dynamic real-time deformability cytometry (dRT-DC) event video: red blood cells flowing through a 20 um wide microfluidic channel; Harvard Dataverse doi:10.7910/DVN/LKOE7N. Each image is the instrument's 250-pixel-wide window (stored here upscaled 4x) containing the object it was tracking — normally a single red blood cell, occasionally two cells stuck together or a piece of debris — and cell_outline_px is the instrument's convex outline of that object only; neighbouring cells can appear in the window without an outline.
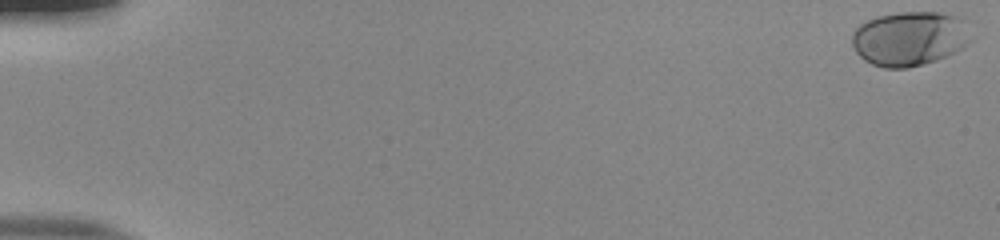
{"species": "human", "species_latin": "Homo sapiens", "temperature_condition": "room temperature", "stored_images_in_passage": 54, "camera_frame_rate_fps": 3000, "um_per_image_px": 0.085, "donor": {"sex": "male"}, "frame": {"image": 1, "passage_image": 1, "time_ms": 0.0, "image_size_px": [1000, 240], "cell_outline_px": [[976, 36], [964, 48], [936, 60], [908, 68], [884, 68], [872, 64], [864, 60], [856, 52], [852, 44], [852, 32], [860, 24], [876, 16], [900, 12], [936, 12], [964, 16], [968, 20]], "centroid_in_image_um": [77.42, 3.25], "position_along_channel_um": 7.6, "area_um2": 38.78}}
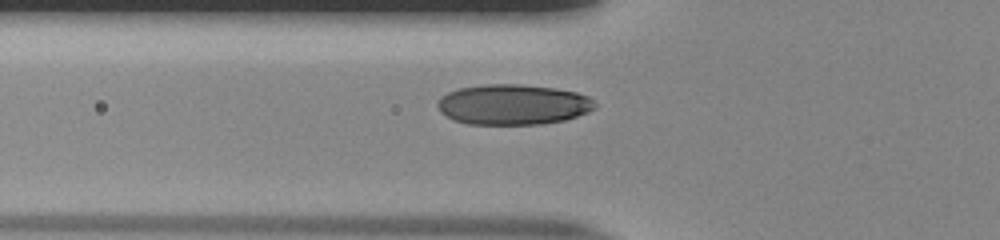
{"frame": {"image": 2, "passage_image": 21, "time_ms": 6.667, "image_size_px": [1000, 240], "cell_outline_px": [[596, 108], [588, 112], [564, 120], [540, 124], [468, 124], [452, 120], [440, 112], [436, 104], [440, 96], [448, 92], [460, 88], [484, 84], [520, 84], [556, 88], [576, 92], [588, 96], [596, 104]], "centroid_in_image_um": [43.58, 8.88], "position_along_channel_um": 82.2, "area_um2": 37.22}}
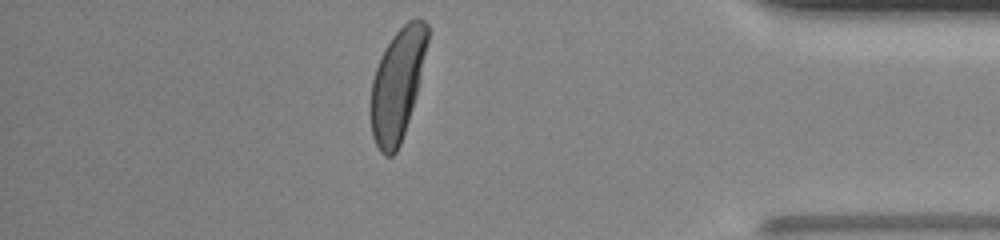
{"frame": {"image": 3, "passage_image": 48, "time_ms": 15.667, "image_size_px": [1000, 240], "cell_outline_px": [[428, 40], [420, 80], [412, 108], [400, 144], [396, 152], [392, 156], [384, 156], [380, 152], [372, 136], [368, 112], [368, 108], [372, 80], [380, 56], [384, 48], [392, 36], [408, 20], [416, 16], [420, 16], [428, 24]], "centroid_in_image_um": [33.74, 7.17], "position_along_channel_um": 401.5, "area_um2": 37.45}, "authors_computed_cell_mechanics": {"area_um2": 36.6452, "velocity_mm_per_s": 3.8675, "shape_relaxation_time_tau1_ms": 2.5224, "shape_relaxation_time_tau2_ms": null, "deformation_change_tau1": 0.1576, "deformation_change_tau2": null}}